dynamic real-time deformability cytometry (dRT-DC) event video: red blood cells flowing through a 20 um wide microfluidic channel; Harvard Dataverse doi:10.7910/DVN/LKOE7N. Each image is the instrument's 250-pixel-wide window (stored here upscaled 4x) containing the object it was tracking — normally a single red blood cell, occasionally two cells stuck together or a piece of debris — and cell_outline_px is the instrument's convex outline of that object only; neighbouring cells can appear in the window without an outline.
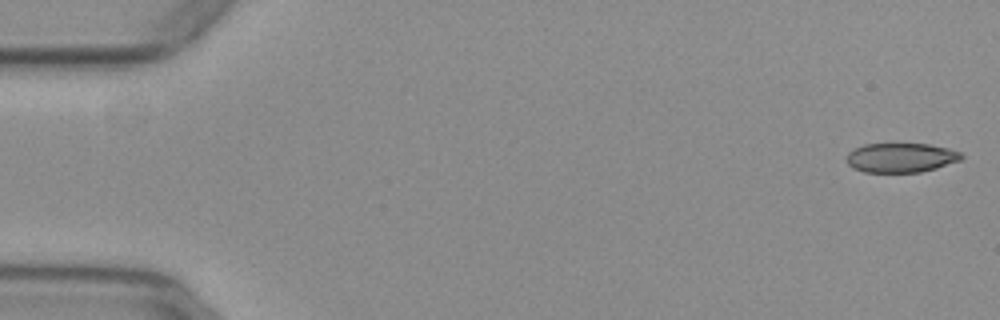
{"species": "common noctule bat (a hibernating species)", "species_latin": "Nyctalus noctula", "temperature_condition": "warm", "stored_images_in_passage": 50, "camera_frame_rate_fps": 3000, "um_per_image_px": 0.085, "animal": {"sex": "female", "body_mass_g": 29.2, "forearm_length_mm": 56.3}, "frame": {"image": 1, "passage_image": 1, "time_ms": 0.0, "image_size_px": [1000, 320], "cell_outline_px": [[964, 156], [960, 160], [936, 168], [920, 172], [864, 172], [852, 168], [844, 160], [848, 152], [864, 144], [892, 140], [896, 140], [928, 144], [948, 148], [960, 152]], "centroid_in_image_um": [76.52, 13.34], "position_along_channel_um": 8.5, "area_um2": 20.69}}
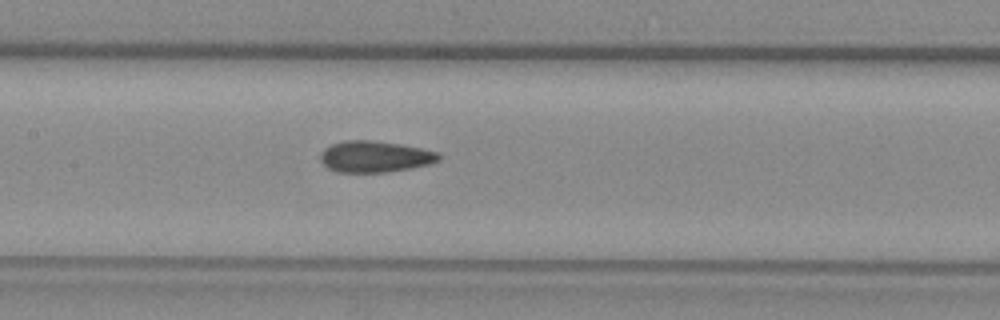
{"frame": {"image": 2, "passage_image": 25, "time_ms": 8.0, "image_size_px": [1000, 320], "cell_outline_px": [[440, 160], [428, 164], [388, 172], [336, 172], [328, 168], [320, 160], [320, 152], [324, 148], [332, 144], [344, 140], [372, 140], [400, 144], [440, 152]], "centroid_in_image_um": [31.84, 13.3], "position_along_channel_um": 175.6, "area_um2": 21.62}}
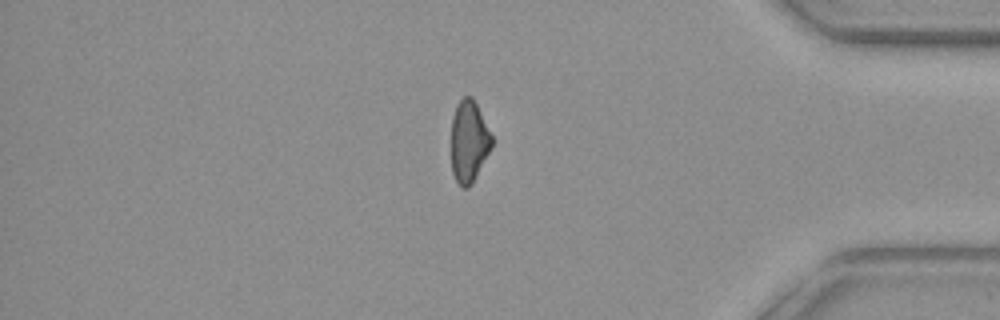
{"frame": {"image": 3, "passage_image": 44, "time_ms": 14.333, "image_size_px": [1000, 320], "cell_outline_px": [[492, 148], [472, 184], [468, 188], [464, 188], [456, 180], [452, 172], [452, 116], [456, 104], [464, 96], [472, 96], [492, 136]], "centroid_in_image_um": [39.86, 12.03], "position_along_channel_um": 395.3, "area_um2": 19.25}, "authors_computed_cell_mechanics": {"area_um2": 21.2415, "velocity_mm_per_s": 3.9658, "shape_relaxation_time_tau1_ms": null, "shape_relaxation_time_tau2_ms": 2.5906, "deformation_change_tau1": null, "deformation_change_tau2": 0.077}}